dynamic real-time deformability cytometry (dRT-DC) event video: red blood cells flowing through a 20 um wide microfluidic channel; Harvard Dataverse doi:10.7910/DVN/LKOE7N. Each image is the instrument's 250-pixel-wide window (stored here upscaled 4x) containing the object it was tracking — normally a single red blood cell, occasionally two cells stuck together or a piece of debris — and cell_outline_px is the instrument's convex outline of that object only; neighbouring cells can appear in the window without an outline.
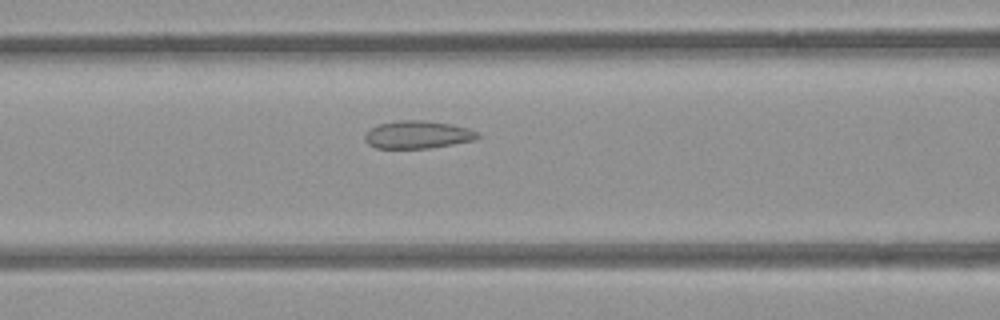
{"species": "common noctule bat (a hibernating species)", "species_latin": "Nyctalus noctula", "temperature_condition": "room temperature", "stored_images_in_passage": 34, "segment_of_instrument_passage": [1, 2], "camera_frame_rate_fps": 3000, "um_per_image_px": 0.085, "animal": {"sex": "female", "body_mass_g": 21.9}, "frame": {"image": 1, "passage_image": 12, "time_ms": 3.667, "image_size_px": [1000, 320], "cell_outline_px": [[480, 136], [476, 140], [428, 148], [376, 148], [368, 144], [364, 140], [364, 136], [372, 128], [380, 124], [400, 120], [420, 120], [452, 124], [468, 128], [476, 132]], "centroid_in_image_um": [35.51, 11.45], "position_along_channel_um": 131.1, "area_um2": 18.03}}
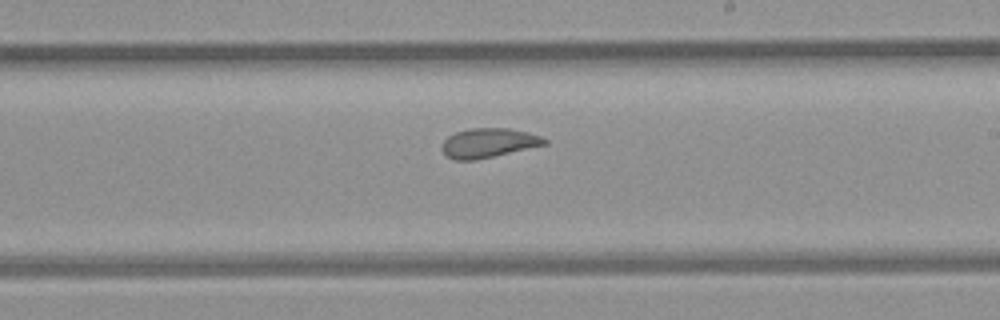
{"frame": {"image": 2, "passage_image": 21, "time_ms": 6.667, "image_size_px": [1000, 320], "cell_outline_px": [[548, 144], [476, 160], [456, 160], [448, 156], [440, 148], [444, 140], [448, 136], [456, 132], [468, 128], [508, 128], [528, 132], [540, 136], [548, 140]], "centroid_in_image_um": [41.53, 12.14], "position_along_channel_um": 247.5, "area_um2": 17.57}}
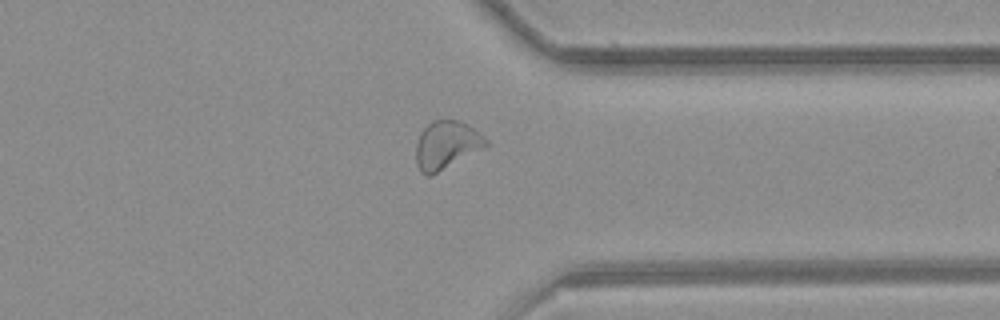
{"frame": {"image": 3, "passage_image": 31, "time_ms": 10.0, "image_size_px": [1000, 320], "cell_outline_px": [[488, 144], [436, 172], [428, 176], [420, 172], [416, 164], [416, 144], [420, 132], [432, 120], [460, 120], [468, 124], [488, 140]], "centroid_in_image_um": [37.89, 12.29], "position_along_channel_um": 373.5, "area_um2": 19.02}}